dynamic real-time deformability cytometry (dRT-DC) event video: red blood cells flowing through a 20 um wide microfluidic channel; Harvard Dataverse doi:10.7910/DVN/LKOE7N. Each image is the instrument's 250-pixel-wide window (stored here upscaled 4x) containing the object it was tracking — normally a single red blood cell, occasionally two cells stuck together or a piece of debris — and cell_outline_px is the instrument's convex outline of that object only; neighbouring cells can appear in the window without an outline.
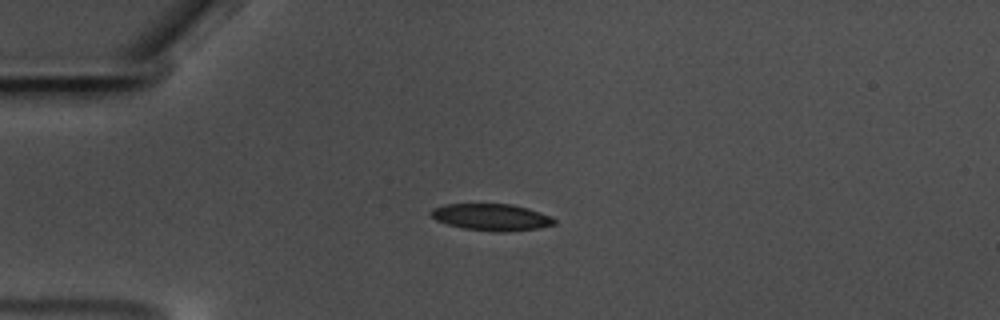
{"species": "common noctule bat (a hibernating species)", "species_latin": "Nyctalus noctula", "temperature_condition": "warm", "stored_images_in_passage": 44, "camera_frame_rate_fps": 3000, "um_per_image_px": 0.085, "animal": {"sex": "male", "body_mass_g": 17.5, "forearm_length_mm": 52.3}, "frame": {"image": 1, "passage_image": 1, "time_ms": 0.0, "image_size_px": [1000, 320], "cell_outline_px": [[556, 224], [540, 228], [508, 232], [492, 232], [464, 228], [448, 224], [436, 220], [428, 212], [432, 208], [444, 204], [512, 204], [528, 208], [552, 216], [556, 220]], "centroid_in_image_um": [41.8, 18.46], "position_along_channel_um": 43.2, "area_um2": 19.48}}
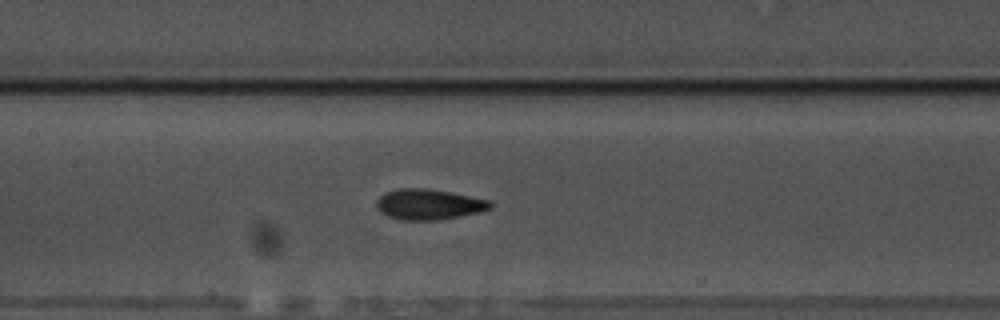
{"frame": {"image": 2, "passage_image": 14, "time_ms": 4.333, "image_size_px": [1000, 320], "cell_outline_px": [[492, 208], [480, 212], [440, 220], [404, 220], [388, 216], [380, 212], [376, 204], [376, 200], [384, 192], [396, 188], [428, 188], [452, 192], [488, 200], [492, 204]], "centroid_in_image_um": [36.43, 17.36], "position_along_channel_um": 171.0, "area_um2": 20.4}}
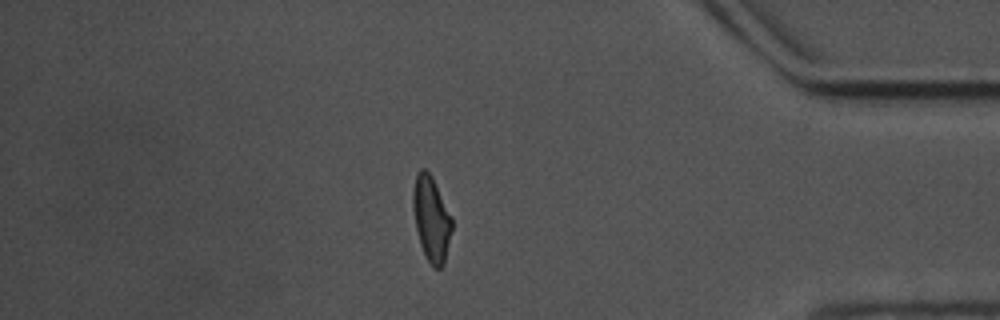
{"frame": {"image": 3, "passage_image": 36, "time_ms": 11.667, "image_size_px": [1000, 320], "cell_outline_px": [[452, 228], [444, 264], [440, 268], [432, 268], [420, 244], [416, 228], [412, 208], [412, 188], [416, 172], [420, 168], [424, 168], [432, 176], [452, 216]], "centroid_in_image_um": [36.65, 18.55], "position_along_channel_um": 398.6, "area_um2": 19.48}, "authors_computed_cell_mechanics": {"area_um2": 19.4786, "velocity_mm_per_s": 3.5307, "shape_relaxation_time_tau1_ms": 4.6413, "shape_relaxation_time_tau2_ms": 1.9661, "deformation_change_tau1": 0.1571, "deformation_change_tau2": 0.0824}}